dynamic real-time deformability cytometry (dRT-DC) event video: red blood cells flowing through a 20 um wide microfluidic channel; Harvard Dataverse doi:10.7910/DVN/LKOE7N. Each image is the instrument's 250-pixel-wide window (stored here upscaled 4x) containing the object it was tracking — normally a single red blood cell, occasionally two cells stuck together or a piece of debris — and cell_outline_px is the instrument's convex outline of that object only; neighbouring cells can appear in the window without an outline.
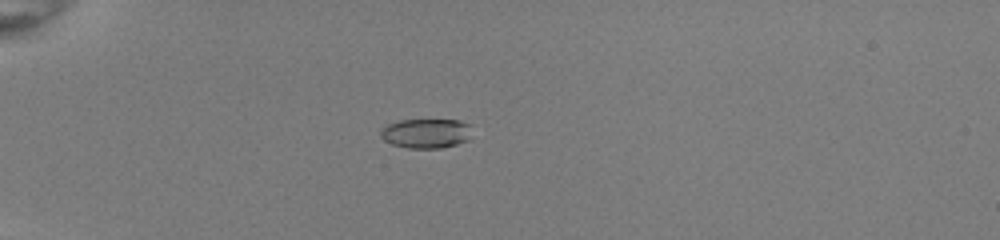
{"species": "common noctule bat (a hibernating species)", "species_latin": "Nyctalus noctula", "temperature_condition": "room temperature", "stored_images_in_passage": 37, "camera_frame_rate_fps": 3000, "um_per_image_px": 0.085, "animal": {"sex": "female", "body_mass_g": 22.0, "forearm_length_mm": 56.7}, "frame": {"image": 1, "passage_image": 1, "time_ms": 0.0, "image_size_px": [1000, 240], "cell_outline_px": [[472, 124], [468, 140], [456, 144], [440, 148], [408, 148], [392, 144], [384, 140], [380, 136], [380, 128], [388, 124], [400, 120], [460, 120]], "centroid_in_image_um": [36.21, 11.32], "position_along_channel_um": 48.8, "area_um2": 15.84}}
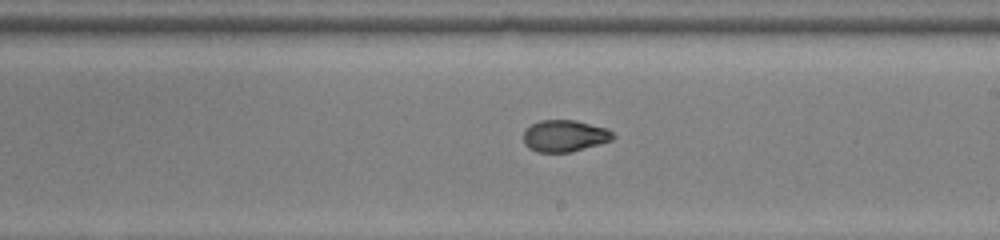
{"frame": {"image": 2, "passage_image": 18, "time_ms": 5.667, "image_size_px": [1000, 240], "cell_outline_px": [[616, 136], [612, 140], [568, 152], [536, 152], [528, 148], [524, 144], [524, 132], [532, 124], [540, 120], [576, 120], [608, 128]], "centroid_in_image_um": [47.99, 11.54], "position_along_channel_um": 241.0, "area_um2": 16.47}}
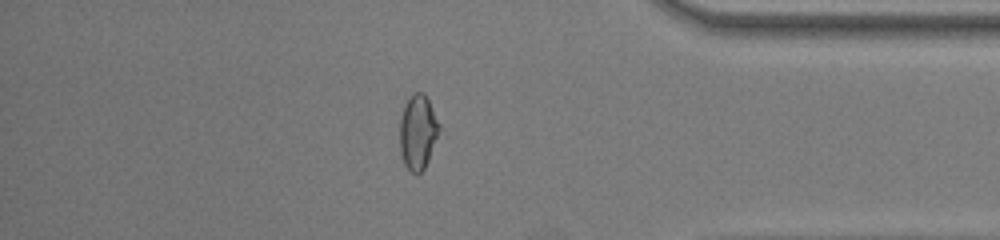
{"frame": {"image": 3, "passage_image": 31, "time_ms": 10.0, "image_size_px": [1000, 240], "cell_outline_px": [[440, 128], [428, 160], [424, 168], [420, 172], [412, 172], [404, 164], [400, 152], [400, 120], [404, 108], [412, 92], [424, 92], [440, 124]], "centroid_in_image_um": [35.51, 11.2], "position_along_channel_um": 399.7, "area_um2": 16.82}, "authors_computed_cell_mechanics": {"area_um2": 16.8198, "velocity_mm_per_s": 4.0205, "shape_relaxation_time_tau1_ms": null, "shape_relaxation_time_tau2_ms": 1.1564, "deformation_change_tau1": null, "deformation_change_tau2": 0.0542}}